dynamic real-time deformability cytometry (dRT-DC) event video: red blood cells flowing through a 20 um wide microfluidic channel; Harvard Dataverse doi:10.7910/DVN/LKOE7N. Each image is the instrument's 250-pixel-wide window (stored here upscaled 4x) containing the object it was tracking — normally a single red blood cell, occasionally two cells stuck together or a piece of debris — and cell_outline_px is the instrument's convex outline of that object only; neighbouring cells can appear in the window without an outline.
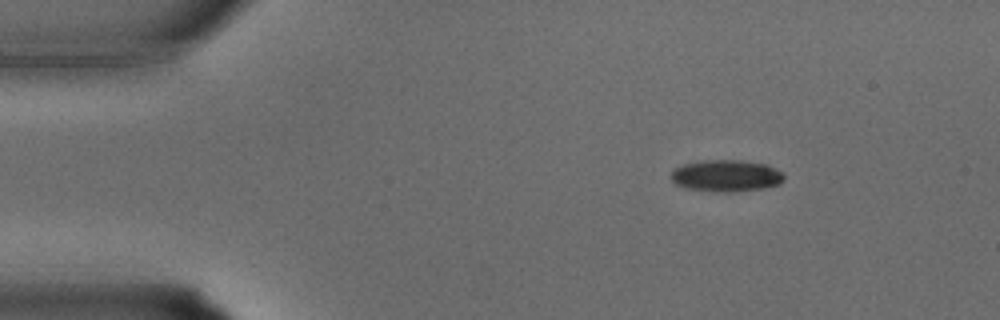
{"species": "common noctule bat (a hibernating species)", "species_latin": "Nyctalus noctula", "temperature_condition": "warm", "stored_images_in_passage": 34, "camera_frame_rate_fps": 3000, "um_per_image_px": 0.085, "animal": {"sex": "male", "body_mass_g": 15.6}, "frame": {"image": 1, "passage_image": 5, "time_ms": 1.333, "image_size_px": [1000, 320], "cell_outline_px": [[784, 180], [780, 184], [764, 188], [732, 192], [716, 192], [684, 188], [676, 184], [672, 180], [672, 168], [684, 164], [704, 160], [740, 160], [768, 164], [784, 172]], "centroid_in_image_um": [61.75, 14.94], "position_along_channel_um": 23.2, "area_um2": 21.21}}
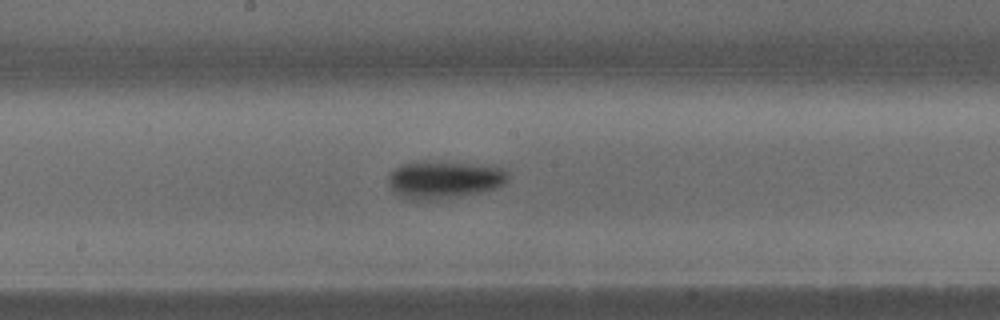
{"frame": {"image": 2, "passage_image": 18, "time_ms": 5.667, "image_size_px": [1000, 320], "cell_outline_px": [[508, 180], [504, 184], [496, 188], [480, 192], [428, 200], [412, 200], [400, 196], [392, 188], [388, 180], [388, 172], [392, 168], [400, 164], [420, 160], [424, 160], [484, 164], [500, 168], [508, 172]], "centroid_in_image_um": [37.72, 15.23], "position_along_channel_um": 210.5, "area_um2": 26.53}}
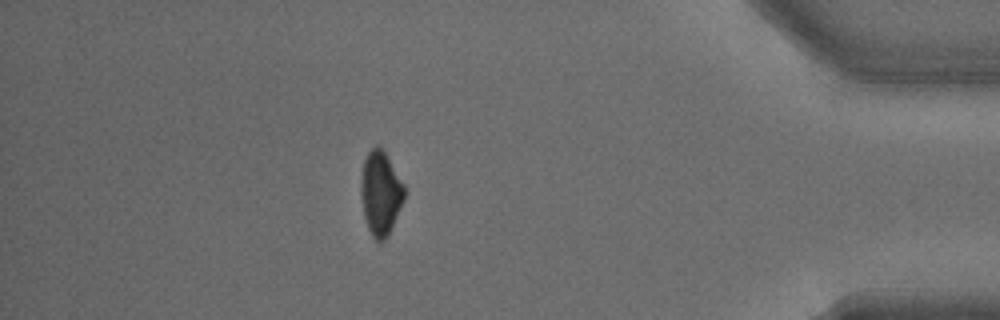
{"frame": {"image": 3, "passage_image": 30, "time_ms": 9.667, "image_size_px": [1000, 320], "cell_outline_px": [[404, 200], [388, 236], [380, 244], [372, 236], [368, 228], [364, 216], [360, 192], [360, 180], [364, 160], [368, 152], [376, 144], [384, 152], [404, 184]], "centroid_in_image_um": [32.33, 16.45], "position_along_channel_um": 402.9, "area_um2": 21.15}}